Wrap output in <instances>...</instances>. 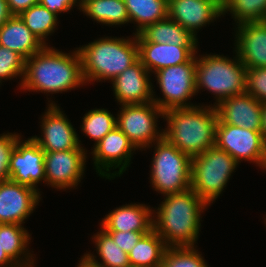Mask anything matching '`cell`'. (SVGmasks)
<instances>
[{
  "mask_svg": "<svg viewBox=\"0 0 266 267\" xmlns=\"http://www.w3.org/2000/svg\"><path fill=\"white\" fill-rule=\"evenodd\" d=\"M45 45L25 60L21 91L62 93L86 85L77 47L71 53Z\"/></svg>",
  "mask_w": 266,
  "mask_h": 267,
  "instance_id": "1",
  "label": "cell"
},
{
  "mask_svg": "<svg viewBox=\"0 0 266 267\" xmlns=\"http://www.w3.org/2000/svg\"><path fill=\"white\" fill-rule=\"evenodd\" d=\"M209 207L191 188L164 195L152 209L153 230L167 247L196 246L201 231V215Z\"/></svg>",
  "mask_w": 266,
  "mask_h": 267,
  "instance_id": "2",
  "label": "cell"
},
{
  "mask_svg": "<svg viewBox=\"0 0 266 267\" xmlns=\"http://www.w3.org/2000/svg\"><path fill=\"white\" fill-rule=\"evenodd\" d=\"M164 138L193 158L215 146L218 113L215 106L197 105L164 112Z\"/></svg>",
  "mask_w": 266,
  "mask_h": 267,
  "instance_id": "3",
  "label": "cell"
},
{
  "mask_svg": "<svg viewBox=\"0 0 266 267\" xmlns=\"http://www.w3.org/2000/svg\"><path fill=\"white\" fill-rule=\"evenodd\" d=\"M132 36L100 37L77 48L86 85L103 80L111 82L139 60V48L134 32Z\"/></svg>",
  "mask_w": 266,
  "mask_h": 267,
  "instance_id": "4",
  "label": "cell"
},
{
  "mask_svg": "<svg viewBox=\"0 0 266 267\" xmlns=\"http://www.w3.org/2000/svg\"><path fill=\"white\" fill-rule=\"evenodd\" d=\"M233 59L218 54L196 55L195 87L197 95L204 89L215 95L217 106L228 97L246 91V67L238 55Z\"/></svg>",
  "mask_w": 266,
  "mask_h": 267,
  "instance_id": "5",
  "label": "cell"
},
{
  "mask_svg": "<svg viewBox=\"0 0 266 267\" xmlns=\"http://www.w3.org/2000/svg\"><path fill=\"white\" fill-rule=\"evenodd\" d=\"M153 147L154 154L149 171L153 190L167 195L191 188V158L164 137L144 151Z\"/></svg>",
  "mask_w": 266,
  "mask_h": 267,
  "instance_id": "6",
  "label": "cell"
},
{
  "mask_svg": "<svg viewBox=\"0 0 266 267\" xmlns=\"http://www.w3.org/2000/svg\"><path fill=\"white\" fill-rule=\"evenodd\" d=\"M239 163L216 146L191 158V189L209 206L220 197Z\"/></svg>",
  "mask_w": 266,
  "mask_h": 267,
  "instance_id": "7",
  "label": "cell"
},
{
  "mask_svg": "<svg viewBox=\"0 0 266 267\" xmlns=\"http://www.w3.org/2000/svg\"><path fill=\"white\" fill-rule=\"evenodd\" d=\"M195 69L196 55L189 62L165 67L155 72L156 84L159 85L163 96L161 98L155 95L156 91L153 89V102L164 112L170 109L196 106L189 101L197 95Z\"/></svg>",
  "mask_w": 266,
  "mask_h": 267,
  "instance_id": "8",
  "label": "cell"
},
{
  "mask_svg": "<svg viewBox=\"0 0 266 267\" xmlns=\"http://www.w3.org/2000/svg\"><path fill=\"white\" fill-rule=\"evenodd\" d=\"M119 109L118 114H115L116 126L138 150L143 151L164 137V129H159L157 120L164 119V111L153 101L121 105Z\"/></svg>",
  "mask_w": 266,
  "mask_h": 267,
  "instance_id": "9",
  "label": "cell"
},
{
  "mask_svg": "<svg viewBox=\"0 0 266 267\" xmlns=\"http://www.w3.org/2000/svg\"><path fill=\"white\" fill-rule=\"evenodd\" d=\"M215 146L229 153L239 164L243 161L266 167V145L261 132L217 123Z\"/></svg>",
  "mask_w": 266,
  "mask_h": 267,
  "instance_id": "10",
  "label": "cell"
},
{
  "mask_svg": "<svg viewBox=\"0 0 266 267\" xmlns=\"http://www.w3.org/2000/svg\"><path fill=\"white\" fill-rule=\"evenodd\" d=\"M92 148L90 154L93 157L94 169L101 178L109 180L123 175L131 164L133 153L138 151L117 126ZM117 168V171L110 172Z\"/></svg>",
  "mask_w": 266,
  "mask_h": 267,
  "instance_id": "11",
  "label": "cell"
},
{
  "mask_svg": "<svg viewBox=\"0 0 266 267\" xmlns=\"http://www.w3.org/2000/svg\"><path fill=\"white\" fill-rule=\"evenodd\" d=\"M50 101H48L47 109L40 119L41 136L34 135L31 138L45 152L86 149L81 146L83 144L80 136L67 115L56 102Z\"/></svg>",
  "mask_w": 266,
  "mask_h": 267,
  "instance_id": "12",
  "label": "cell"
},
{
  "mask_svg": "<svg viewBox=\"0 0 266 267\" xmlns=\"http://www.w3.org/2000/svg\"><path fill=\"white\" fill-rule=\"evenodd\" d=\"M87 152L86 149L45 152L46 184L58 191L74 190L85 175Z\"/></svg>",
  "mask_w": 266,
  "mask_h": 267,
  "instance_id": "13",
  "label": "cell"
},
{
  "mask_svg": "<svg viewBox=\"0 0 266 267\" xmlns=\"http://www.w3.org/2000/svg\"><path fill=\"white\" fill-rule=\"evenodd\" d=\"M44 156L45 151L31 137L20 138L11 155L10 179L41 193L37 187L42 181L46 185Z\"/></svg>",
  "mask_w": 266,
  "mask_h": 267,
  "instance_id": "14",
  "label": "cell"
},
{
  "mask_svg": "<svg viewBox=\"0 0 266 267\" xmlns=\"http://www.w3.org/2000/svg\"><path fill=\"white\" fill-rule=\"evenodd\" d=\"M41 194L11 179L0 182V224L25 221L39 205Z\"/></svg>",
  "mask_w": 266,
  "mask_h": 267,
  "instance_id": "15",
  "label": "cell"
},
{
  "mask_svg": "<svg viewBox=\"0 0 266 267\" xmlns=\"http://www.w3.org/2000/svg\"><path fill=\"white\" fill-rule=\"evenodd\" d=\"M221 16L222 4L219 0H168V17L196 38L202 27L209 26Z\"/></svg>",
  "mask_w": 266,
  "mask_h": 267,
  "instance_id": "16",
  "label": "cell"
},
{
  "mask_svg": "<svg viewBox=\"0 0 266 267\" xmlns=\"http://www.w3.org/2000/svg\"><path fill=\"white\" fill-rule=\"evenodd\" d=\"M153 76L138 60L112 81V89L119 105L143 104L153 101Z\"/></svg>",
  "mask_w": 266,
  "mask_h": 267,
  "instance_id": "17",
  "label": "cell"
},
{
  "mask_svg": "<svg viewBox=\"0 0 266 267\" xmlns=\"http://www.w3.org/2000/svg\"><path fill=\"white\" fill-rule=\"evenodd\" d=\"M234 31L233 53L246 69L266 67V21L242 23Z\"/></svg>",
  "mask_w": 266,
  "mask_h": 267,
  "instance_id": "18",
  "label": "cell"
},
{
  "mask_svg": "<svg viewBox=\"0 0 266 267\" xmlns=\"http://www.w3.org/2000/svg\"><path fill=\"white\" fill-rule=\"evenodd\" d=\"M262 106L249 93L228 97L216 107L218 122L261 132Z\"/></svg>",
  "mask_w": 266,
  "mask_h": 267,
  "instance_id": "19",
  "label": "cell"
},
{
  "mask_svg": "<svg viewBox=\"0 0 266 267\" xmlns=\"http://www.w3.org/2000/svg\"><path fill=\"white\" fill-rule=\"evenodd\" d=\"M137 44L139 60L151 74L165 67L189 62L199 52L198 46L155 42H137Z\"/></svg>",
  "mask_w": 266,
  "mask_h": 267,
  "instance_id": "20",
  "label": "cell"
},
{
  "mask_svg": "<svg viewBox=\"0 0 266 267\" xmlns=\"http://www.w3.org/2000/svg\"><path fill=\"white\" fill-rule=\"evenodd\" d=\"M152 208L140 203L121 205L109 211L99 225L105 231L149 232L153 229Z\"/></svg>",
  "mask_w": 266,
  "mask_h": 267,
  "instance_id": "21",
  "label": "cell"
},
{
  "mask_svg": "<svg viewBox=\"0 0 266 267\" xmlns=\"http://www.w3.org/2000/svg\"><path fill=\"white\" fill-rule=\"evenodd\" d=\"M0 45L16 51L25 60L45 46L18 15H13L0 27Z\"/></svg>",
  "mask_w": 266,
  "mask_h": 267,
  "instance_id": "22",
  "label": "cell"
},
{
  "mask_svg": "<svg viewBox=\"0 0 266 267\" xmlns=\"http://www.w3.org/2000/svg\"><path fill=\"white\" fill-rule=\"evenodd\" d=\"M31 234L23 225L0 224V247L18 267H35V259L29 244Z\"/></svg>",
  "mask_w": 266,
  "mask_h": 267,
  "instance_id": "23",
  "label": "cell"
},
{
  "mask_svg": "<svg viewBox=\"0 0 266 267\" xmlns=\"http://www.w3.org/2000/svg\"><path fill=\"white\" fill-rule=\"evenodd\" d=\"M137 42L167 43L178 46H198L199 39L180 24L167 17L146 26L136 34Z\"/></svg>",
  "mask_w": 266,
  "mask_h": 267,
  "instance_id": "24",
  "label": "cell"
},
{
  "mask_svg": "<svg viewBox=\"0 0 266 267\" xmlns=\"http://www.w3.org/2000/svg\"><path fill=\"white\" fill-rule=\"evenodd\" d=\"M99 230L92 236V242L95 244L98 256L93 255L91 252H86L83 257L97 267L130 266L128 254L114 242L112 236L107 231L101 227ZM97 257L100 258L101 262Z\"/></svg>",
  "mask_w": 266,
  "mask_h": 267,
  "instance_id": "25",
  "label": "cell"
},
{
  "mask_svg": "<svg viewBox=\"0 0 266 267\" xmlns=\"http://www.w3.org/2000/svg\"><path fill=\"white\" fill-rule=\"evenodd\" d=\"M80 12L103 26L120 27L130 23L124 0H90L81 6Z\"/></svg>",
  "mask_w": 266,
  "mask_h": 267,
  "instance_id": "26",
  "label": "cell"
},
{
  "mask_svg": "<svg viewBox=\"0 0 266 267\" xmlns=\"http://www.w3.org/2000/svg\"><path fill=\"white\" fill-rule=\"evenodd\" d=\"M166 249L164 240L152 229L128 253L130 266L160 267Z\"/></svg>",
  "mask_w": 266,
  "mask_h": 267,
  "instance_id": "27",
  "label": "cell"
},
{
  "mask_svg": "<svg viewBox=\"0 0 266 267\" xmlns=\"http://www.w3.org/2000/svg\"><path fill=\"white\" fill-rule=\"evenodd\" d=\"M135 35L146 26L168 17V0H124Z\"/></svg>",
  "mask_w": 266,
  "mask_h": 267,
  "instance_id": "28",
  "label": "cell"
},
{
  "mask_svg": "<svg viewBox=\"0 0 266 267\" xmlns=\"http://www.w3.org/2000/svg\"><path fill=\"white\" fill-rule=\"evenodd\" d=\"M24 24L44 45H49L47 37L57 29L58 16L40 3L33 5L18 15Z\"/></svg>",
  "mask_w": 266,
  "mask_h": 267,
  "instance_id": "29",
  "label": "cell"
},
{
  "mask_svg": "<svg viewBox=\"0 0 266 267\" xmlns=\"http://www.w3.org/2000/svg\"><path fill=\"white\" fill-rule=\"evenodd\" d=\"M226 13L233 18L235 27L246 22H264L266 0H226L222 4V15Z\"/></svg>",
  "mask_w": 266,
  "mask_h": 267,
  "instance_id": "30",
  "label": "cell"
},
{
  "mask_svg": "<svg viewBox=\"0 0 266 267\" xmlns=\"http://www.w3.org/2000/svg\"><path fill=\"white\" fill-rule=\"evenodd\" d=\"M82 119L81 131L95 142L93 147L116 127V117L105 108L91 109Z\"/></svg>",
  "mask_w": 266,
  "mask_h": 267,
  "instance_id": "31",
  "label": "cell"
},
{
  "mask_svg": "<svg viewBox=\"0 0 266 267\" xmlns=\"http://www.w3.org/2000/svg\"><path fill=\"white\" fill-rule=\"evenodd\" d=\"M196 247H167L160 267H210Z\"/></svg>",
  "mask_w": 266,
  "mask_h": 267,
  "instance_id": "32",
  "label": "cell"
},
{
  "mask_svg": "<svg viewBox=\"0 0 266 267\" xmlns=\"http://www.w3.org/2000/svg\"><path fill=\"white\" fill-rule=\"evenodd\" d=\"M25 59L16 51L10 50L0 45V82L20 79L18 83L21 87L24 75ZM5 80V81H4Z\"/></svg>",
  "mask_w": 266,
  "mask_h": 267,
  "instance_id": "33",
  "label": "cell"
},
{
  "mask_svg": "<svg viewBox=\"0 0 266 267\" xmlns=\"http://www.w3.org/2000/svg\"><path fill=\"white\" fill-rule=\"evenodd\" d=\"M245 92L266 104V67L246 69Z\"/></svg>",
  "mask_w": 266,
  "mask_h": 267,
  "instance_id": "34",
  "label": "cell"
},
{
  "mask_svg": "<svg viewBox=\"0 0 266 267\" xmlns=\"http://www.w3.org/2000/svg\"><path fill=\"white\" fill-rule=\"evenodd\" d=\"M21 138L19 133L0 134V182L10 179V160L16 142Z\"/></svg>",
  "mask_w": 266,
  "mask_h": 267,
  "instance_id": "35",
  "label": "cell"
},
{
  "mask_svg": "<svg viewBox=\"0 0 266 267\" xmlns=\"http://www.w3.org/2000/svg\"><path fill=\"white\" fill-rule=\"evenodd\" d=\"M113 238L114 242L123 249L127 254L136 245L140 238L148 232L133 231H107Z\"/></svg>",
  "mask_w": 266,
  "mask_h": 267,
  "instance_id": "36",
  "label": "cell"
},
{
  "mask_svg": "<svg viewBox=\"0 0 266 267\" xmlns=\"http://www.w3.org/2000/svg\"><path fill=\"white\" fill-rule=\"evenodd\" d=\"M39 3L57 16L71 11L74 6H78L79 10L81 8L78 0H39Z\"/></svg>",
  "mask_w": 266,
  "mask_h": 267,
  "instance_id": "37",
  "label": "cell"
},
{
  "mask_svg": "<svg viewBox=\"0 0 266 267\" xmlns=\"http://www.w3.org/2000/svg\"><path fill=\"white\" fill-rule=\"evenodd\" d=\"M10 12L13 15H19L21 12L27 10L39 3V0H7Z\"/></svg>",
  "mask_w": 266,
  "mask_h": 267,
  "instance_id": "38",
  "label": "cell"
},
{
  "mask_svg": "<svg viewBox=\"0 0 266 267\" xmlns=\"http://www.w3.org/2000/svg\"><path fill=\"white\" fill-rule=\"evenodd\" d=\"M12 16L7 0H0V27Z\"/></svg>",
  "mask_w": 266,
  "mask_h": 267,
  "instance_id": "39",
  "label": "cell"
},
{
  "mask_svg": "<svg viewBox=\"0 0 266 267\" xmlns=\"http://www.w3.org/2000/svg\"><path fill=\"white\" fill-rule=\"evenodd\" d=\"M0 267H18L0 247Z\"/></svg>",
  "mask_w": 266,
  "mask_h": 267,
  "instance_id": "40",
  "label": "cell"
},
{
  "mask_svg": "<svg viewBox=\"0 0 266 267\" xmlns=\"http://www.w3.org/2000/svg\"><path fill=\"white\" fill-rule=\"evenodd\" d=\"M261 134L266 145V104L262 106V126H261Z\"/></svg>",
  "mask_w": 266,
  "mask_h": 267,
  "instance_id": "41",
  "label": "cell"
},
{
  "mask_svg": "<svg viewBox=\"0 0 266 267\" xmlns=\"http://www.w3.org/2000/svg\"><path fill=\"white\" fill-rule=\"evenodd\" d=\"M77 267H97L95 265H93L92 263H90L85 257L82 256V258L80 259L79 263H77Z\"/></svg>",
  "mask_w": 266,
  "mask_h": 267,
  "instance_id": "42",
  "label": "cell"
},
{
  "mask_svg": "<svg viewBox=\"0 0 266 267\" xmlns=\"http://www.w3.org/2000/svg\"><path fill=\"white\" fill-rule=\"evenodd\" d=\"M79 1V4H80V7L87 1H90V0H78Z\"/></svg>",
  "mask_w": 266,
  "mask_h": 267,
  "instance_id": "43",
  "label": "cell"
}]
</instances>
